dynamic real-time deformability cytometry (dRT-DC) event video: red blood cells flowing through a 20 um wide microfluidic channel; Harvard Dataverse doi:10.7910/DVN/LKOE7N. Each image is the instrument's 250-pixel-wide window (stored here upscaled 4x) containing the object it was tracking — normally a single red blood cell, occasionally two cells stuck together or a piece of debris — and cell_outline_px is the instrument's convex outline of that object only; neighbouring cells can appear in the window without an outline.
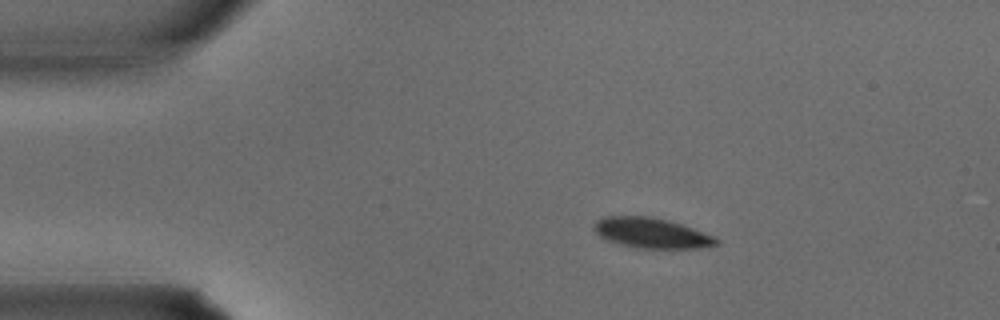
{"species": "common noctule bat (a hibernating species)", "species_latin": "Nyctalus noctula", "temperature_condition": "warm", "stored_images_in_passage": 29, "camera_frame_rate_fps": 3000, "um_per_image_px": 0.085, "animal": {"sex": "male", "body_mass_g": 15.6}, "frame": {"image": 1, "passage_image": 1, "time_ms": 0.0, "image_size_px": [1000, 320], "cell_outline_px": [[720, 244], [696, 248], [636, 248], [620, 244], [608, 240], [600, 236], [592, 228], [596, 220], [604, 216], [652, 216], [668, 220], [692, 228], [712, 236], [720, 240]], "centroid_in_image_um": [55.34, 19.8], "position_along_channel_um": 29.7, "area_um2": 21.44}}
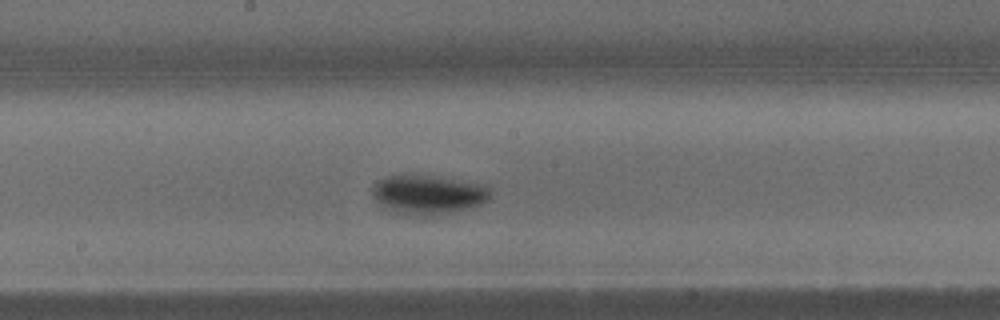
{"frame": {"image": 2, "passage_image": 13, "time_ms": 4.0, "image_size_px": [1000, 320], "cell_outline_px": [[492, 196], [488, 200], [472, 208], [420, 220], [396, 212], [388, 208], [376, 200], [372, 192], [372, 188], [380, 180], [388, 176], [428, 176], [480, 184], [488, 188], [492, 192]], "centroid_in_image_um": [36.43, 16.62], "position_along_channel_um": 211.8, "area_um2": 26.99}}
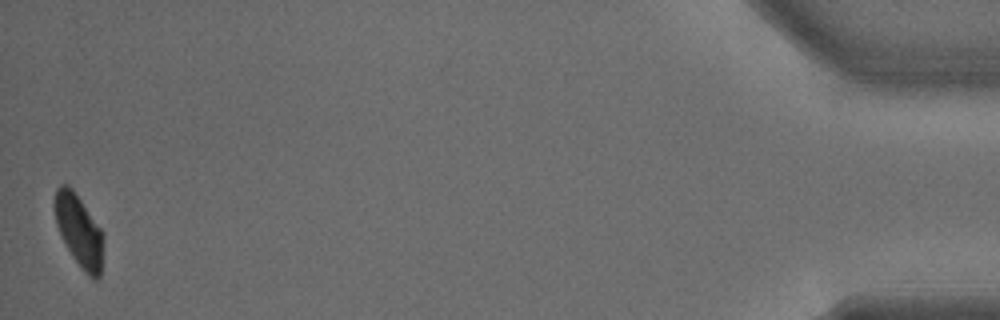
{"frame": {"image": 3, "passage_image": 29, "time_ms": 9.333, "image_size_px": [1000, 320], "cell_outline_px": [[104, 236], [100, 276], [96, 280], [92, 280], [84, 272], [72, 256], [60, 236], [56, 224], [52, 204], [56, 188], [60, 184], [68, 184], [72, 188], [104, 232]], "centroid_in_image_um": [6.7, 19.6], "position_along_channel_um": 428.5, "area_um2": 20.92}}